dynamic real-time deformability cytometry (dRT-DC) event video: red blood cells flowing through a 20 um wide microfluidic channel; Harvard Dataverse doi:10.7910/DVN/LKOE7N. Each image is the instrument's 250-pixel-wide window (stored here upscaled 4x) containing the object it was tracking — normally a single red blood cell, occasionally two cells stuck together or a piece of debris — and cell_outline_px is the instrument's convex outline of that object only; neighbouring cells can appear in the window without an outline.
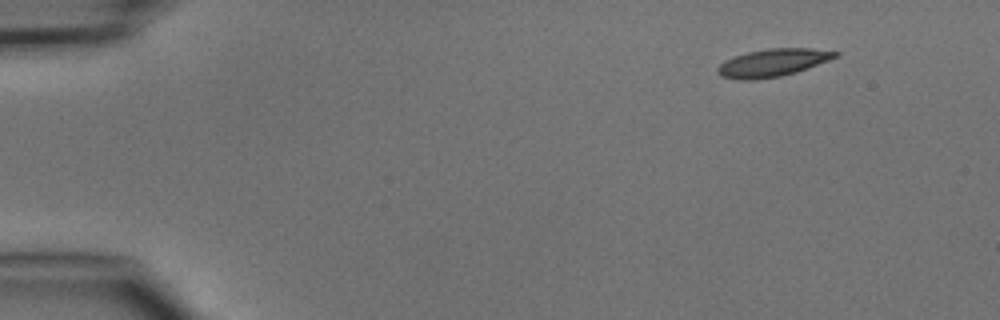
{"species": "common noctule bat (a hibernating species)", "species_latin": "Nyctalus noctula", "temperature_condition": "cold", "stored_images_in_passage": 6, "camera_frame_rate_fps": 3000, "um_per_image_px": 0.085, "animal": {"sex": "male", "body_mass_g": 15.6}, "frame": {"image": 1, "passage_image": 1, "time_ms": 0.0, "image_size_px": [1000, 320], "cell_outline_px": [[840, 56], [808, 68], [796, 72], [780, 76], [756, 80], [736, 80], [720, 76], [716, 72], [716, 68], [724, 60], [748, 52], [768, 48], [812, 48], [840, 52]], "centroid_in_image_um": [65.68, 5.34], "position_along_channel_um": 19.3, "area_um2": 19.19}}
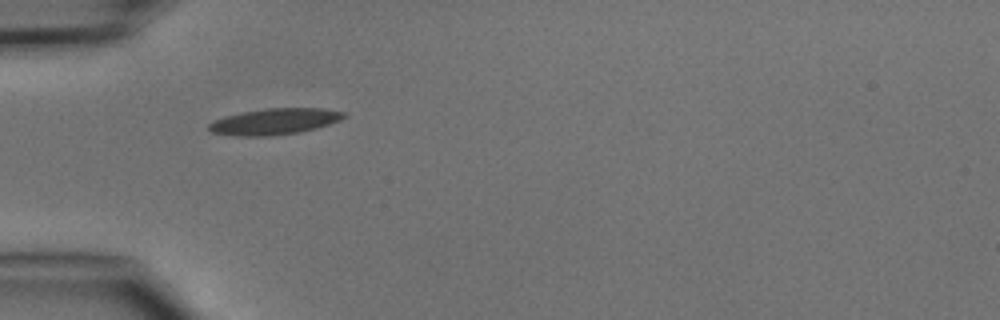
{"frame": {"image": 2, "passage_image": 4, "time_ms": 3.333, "image_size_px": [1000, 320], "cell_outline_px": [[348, 116], [340, 120], [316, 128], [296, 132], [264, 136], [236, 136], [212, 132], [208, 128], [208, 124], [212, 120], [224, 116], [244, 112], [268, 108], [324, 108], [344, 112]], "centroid_in_image_um": [23.32, 10.32], "position_along_channel_um": 61.7, "area_um2": 20.4}}